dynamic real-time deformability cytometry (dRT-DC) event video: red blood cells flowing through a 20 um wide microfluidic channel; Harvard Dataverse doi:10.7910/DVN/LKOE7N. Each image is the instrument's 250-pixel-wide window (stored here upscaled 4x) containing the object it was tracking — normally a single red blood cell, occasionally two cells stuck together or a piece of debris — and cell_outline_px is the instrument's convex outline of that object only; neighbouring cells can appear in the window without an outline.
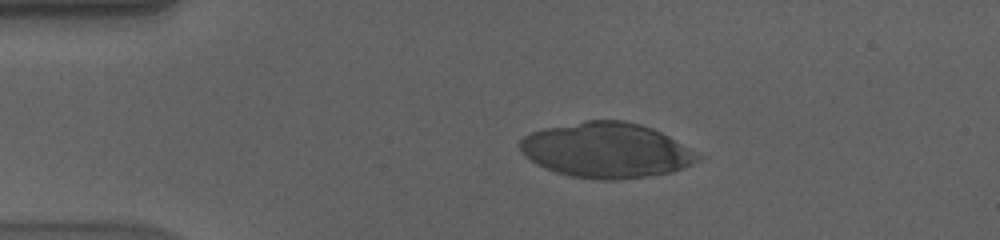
{"species": "human", "species_latin": "Homo sapiens", "temperature_condition": "cold", "stored_images_in_passage": 46, "camera_frame_rate_fps": 3000, "um_per_image_px": 0.085, "donor": {"sex": "male"}, "frame": {"image": 1, "passage_image": 1, "time_ms": 0.0, "image_size_px": [1000, 240], "cell_outline_px": [[700, 156], [696, 160], [672, 172], [648, 176], [616, 180], [600, 180], [572, 176], [556, 172], [544, 168], [536, 164], [524, 156], [520, 152], [520, 140], [524, 136], [532, 132], [544, 128], [584, 120], [624, 120], [640, 124], [652, 128], [668, 136], [688, 148]], "centroid_in_image_um": [51.46, 12.76], "position_along_channel_um": 33.5, "area_um2": 56.76}}
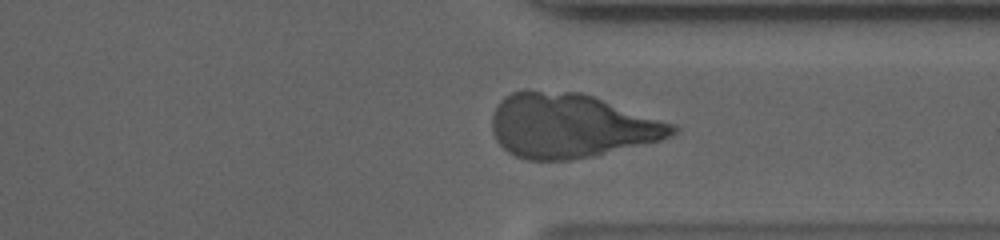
{"frame": {"image": 2, "passage_image": 33, "time_ms": 10.667, "image_size_px": [1000, 240], "cell_outline_px": [[680, 128], [676, 132], [660, 140], [592, 156], [572, 160], [528, 160], [516, 156], [508, 152], [496, 140], [492, 132], [492, 116], [500, 100], [504, 96], [512, 92], [580, 92], [676, 124]], "centroid_in_image_um": [48.52, 10.71], "position_along_channel_um": 362.9, "area_um2": 66.82}}
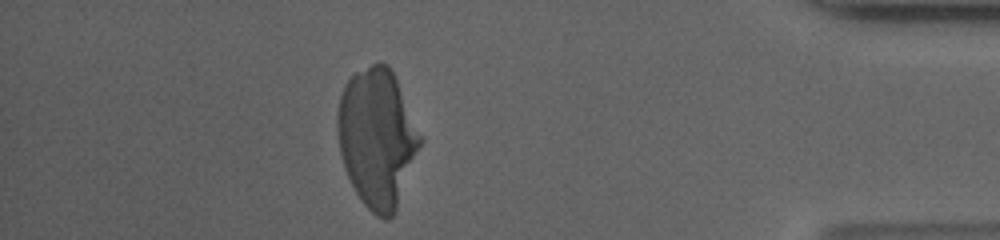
{"frame": {"image": 3, "passage_image": 40, "time_ms": 13.0, "image_size_px": [1000, 240], "cell_outline_px": [[424, 140], [396, 208], [392, 216], [388, 220], [384, 220], [376, 216], [360, 200], [344, 168], [340, 152], [336, 128], [336, 112], [340, 96], [344, 84], [356, 72], [380, 60], [388, 64], [424, 136]], "centroid_in_image_um": [32.06, 11.7], "position_along_channel_um": 403.1, "area_um2": 67.16}}